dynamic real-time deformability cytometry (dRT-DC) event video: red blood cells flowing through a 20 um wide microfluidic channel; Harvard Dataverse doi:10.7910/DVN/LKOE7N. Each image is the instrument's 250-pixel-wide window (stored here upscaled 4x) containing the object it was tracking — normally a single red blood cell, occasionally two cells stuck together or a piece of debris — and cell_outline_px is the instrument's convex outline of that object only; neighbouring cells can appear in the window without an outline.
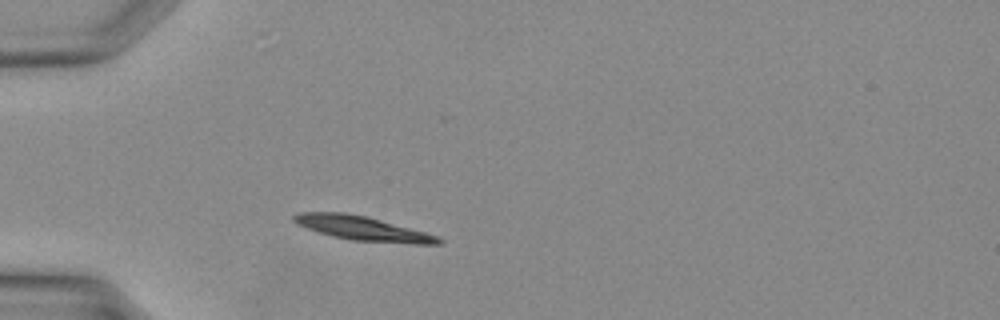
{"species": "Egyptian fruit bat (a non-hibernating species)", "species_latin": "Rousettus aegyptiacus", "temperature_condition": "warm", "stored_images_in_passage": 27, "camera_frame_rate_fps": 3000, "um_per_image_px": 0.085, "animal": {"sex": "female"}, "frame": {"image": 1, "passage_image": 1, "time_ms": 0.0, "image_size_px": [1000, 320], "cell_outline_px": [[444, 240], [440, 244], [416, 244], [352, 240], [332, 236], [296, 224], [292, 220], [292, 216], [300, 212], [344, 212], [368, 216], [424, 232], [436, 236]], "centroid_in_image_um": [30.8, 19.4], "position_along_channel_um": 54.2, "area_um2": 20.29}}
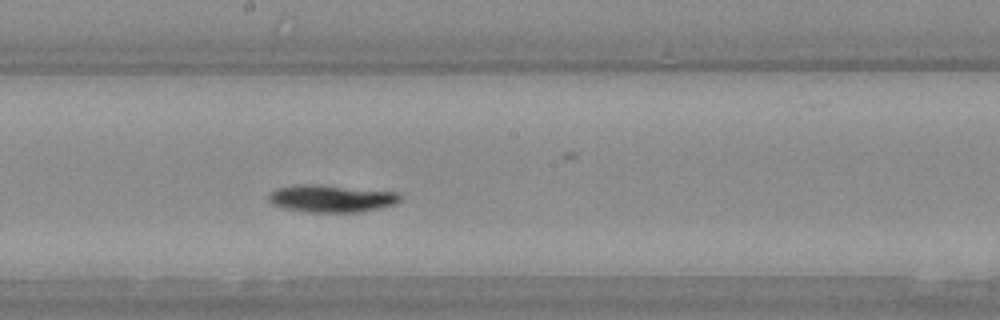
{"frame": {"image": 2, "passage_image": 11, "time_ms": 3.333, "image_size_px": [1000, 320], "cell_outline_px": [[400, 200], [396, 204], [380, 208], [360, 212], [308, 212], [284, 208], [272, 204], [268, 200], [268, 192], [276, 188], [300, 184], [316, 184], [400, 192]], "centroid_in_image_um": [28.15, 16.87], "position_along_channel_um": 220.0, "area_um2": 21.15}}
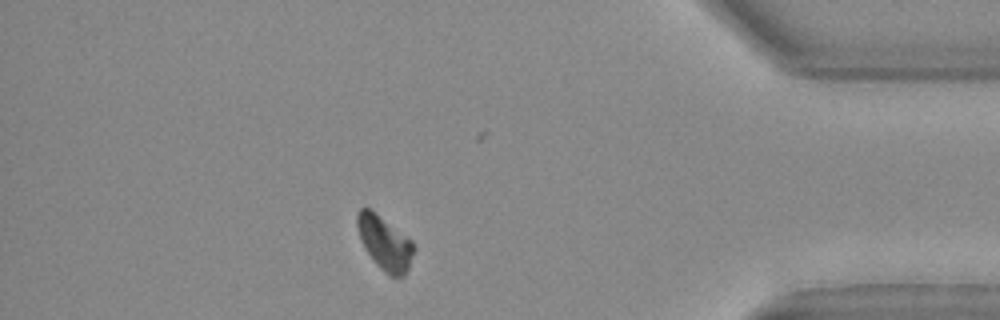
{"frame": {"image": 3, "passage_image": 23, "time_ms": 7.333, "image_size_px": [1000, 320], "cell_outline_px": [[416, 248], [408, 268], [404, 276], [392, 276], [380, 268], [376, 264], [364, 248], [360, 240], [356, 224], [356, 212], [364, 204], [376, 212], [412, 240]], "centroid_in_image_um": [32.67, 20.59], "position_along_channel_um": 402.5, "area_um2": 18.03}}